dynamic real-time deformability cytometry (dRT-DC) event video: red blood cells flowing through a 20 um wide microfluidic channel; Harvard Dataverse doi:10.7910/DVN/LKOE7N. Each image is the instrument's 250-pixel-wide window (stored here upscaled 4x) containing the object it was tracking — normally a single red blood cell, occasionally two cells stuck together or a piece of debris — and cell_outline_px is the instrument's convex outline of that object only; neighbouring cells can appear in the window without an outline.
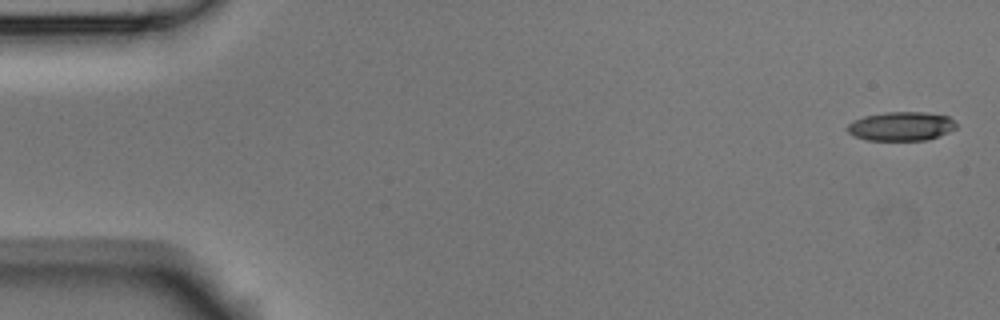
{"species": "Egyptian fruit bat (a non-hibernating species)", "species_latin": "Rousettus aegyptiacus", "temperature_condition": "room temperature", "stored_images_in_passage": 5, "camera_frame_rate_fps": 3000, "um_per_image_px": 0.085, "animal": {"sex": "male"}, "frame": {"image": 1, "passage_image": 5, "time_ms": 1.333, "image_size_px": [1000, 320], "cell_outline_px": [[956, 128], [948, 132], [928, 140], [868, 140], [856, 136], [848, 132], [848, 124], [864, 116], [884, 112], [924, 112], [948, 116], [956, 120]], "centroid_in_image_um": [76.65, 10.72], "position_along_channel_um": 8.4, "area_um2": 18.26}}